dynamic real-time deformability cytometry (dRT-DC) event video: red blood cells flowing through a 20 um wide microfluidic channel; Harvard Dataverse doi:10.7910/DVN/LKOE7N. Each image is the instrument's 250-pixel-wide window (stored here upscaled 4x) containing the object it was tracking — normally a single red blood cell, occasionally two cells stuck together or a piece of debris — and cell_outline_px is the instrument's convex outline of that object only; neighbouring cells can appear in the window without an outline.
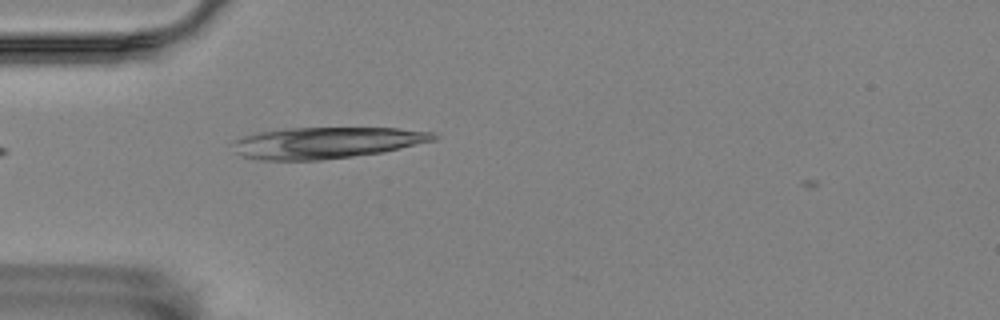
{"species": "Egyptian fruit bat (a non-hibernating species)", "species_latin": "Rousettus aegyptiacus", "temperature_condition": "room temperature", "stored_images_in_passage": 7, "camera_frame_rate_fps": 3000, "um_per_image_px": 0.085, "animal": {"sex": "female"}, "frame": {"image": 1, "passage_image": 3, "time_ms": 0.667, "image_size_px": [1000, 320], "cell_outline_px": [[440, 136], [436, 140], [380, 152], [352, 156], [320, 160], [256, 160], [244, 156], [236, 152], [236, 140], [244, 136], [256, 132], [284, 128], [396, 128], [432, 132]], "centroid_in_image_um": [27.76, 12.12], "position_along_channel_um": 57.2, "area_um2": 36.3}}